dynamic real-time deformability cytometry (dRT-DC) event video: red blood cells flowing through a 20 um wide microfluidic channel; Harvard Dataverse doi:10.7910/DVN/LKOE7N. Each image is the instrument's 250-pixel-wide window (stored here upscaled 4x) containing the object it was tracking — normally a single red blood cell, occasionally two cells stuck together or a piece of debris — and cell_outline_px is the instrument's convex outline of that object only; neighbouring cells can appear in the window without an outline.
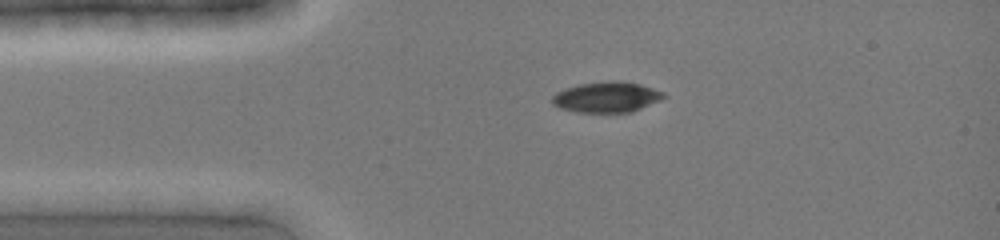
{"species": "common noctule bat (a hibernating species)", "species_latin": "Nyctalus noctula", "temperature_condition": "cold", "stored_images_in_passage": 4, "camera_frame_rate_fps": 3000, "um_per_image_px": 0.085, "animal": {"sex": "female", "body_mass_g": 19.0, "forearm_length_mm": 51.5}, "frame": {"image": 1, "passage_image": 1, "time_ms": 0.0, "image_size_px": [1000, 240], "cell_outline_px": [[668, 96], [660, 100], [632, 112], [576, 112], [560, 108], [552, 104], [552, 96], [556, 92], [564, 88], [580, 84], [608, 80], [620, 80], [640, 84], [664, 92]], "centroid_in_image_um": [51.56, 8.24], "position_along_channel_um": 33.4, "area_um2": 20.06}}